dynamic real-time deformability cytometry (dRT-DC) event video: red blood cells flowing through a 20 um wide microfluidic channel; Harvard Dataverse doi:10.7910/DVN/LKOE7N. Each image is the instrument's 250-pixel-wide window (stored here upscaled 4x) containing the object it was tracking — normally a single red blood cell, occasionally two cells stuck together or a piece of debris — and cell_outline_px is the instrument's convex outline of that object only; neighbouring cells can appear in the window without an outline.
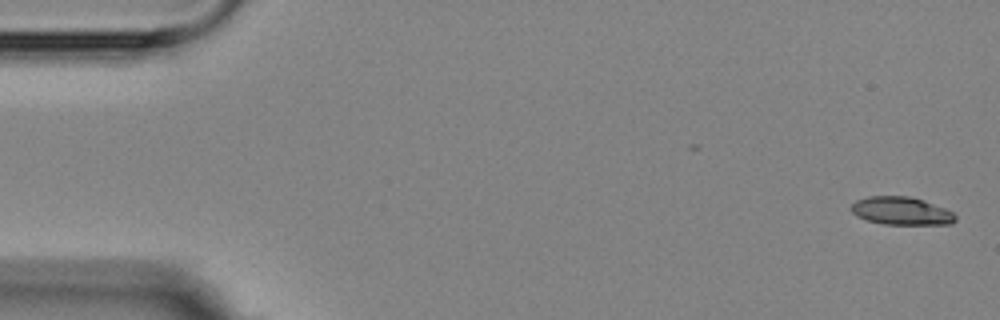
{"species": "Egyptian fruit bat (a non-hibernating species)", "species_latin": "Rousettus aegyptiacus", "temperature_condition": "room temperature", "stored_images_in_passage": 5, "camera_frame_rate_fps": 3000, "um_per_image_px": 0.085, "animal": {"sex": "female"}, "frame": {"image": 1, "passage_image": 1, "time_ms": 0.0, "image_size_px": [1000, 320], "cell_outline_px": [[956, 220], [952, 224], [884, 224], [868, 220], [856, 216], [848, 208], [856, 200], [868, 196], [908, 196], [924, 200], [944, 208], [952, 212], [956, 216]], "centroid_in_image_um": [76.59, 17.92], "position_along_channel_um": 8.4, "area_um2": 16.99}}
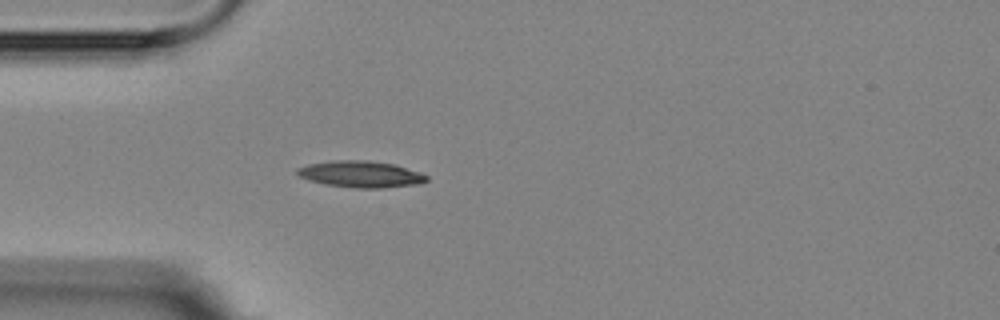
{"frame": {"image": 2, "passage_image": 5, "time_ms": 4.667, "image_size_px": [1000, 320], "cell_outline_px": [[428, 180], [420, 184], [380, 188], [356, 188], [328, 184], [308, 180], [300, 176], [296, 172], [296, 168], [308, 164], [332, 160], [368, 160], [396, 164], [420, 172], [428, 176]], "centroid_in_image_um": [30.69, 14.79], "position_along_channel_um": 54.3, "area_um2": 20.06}}